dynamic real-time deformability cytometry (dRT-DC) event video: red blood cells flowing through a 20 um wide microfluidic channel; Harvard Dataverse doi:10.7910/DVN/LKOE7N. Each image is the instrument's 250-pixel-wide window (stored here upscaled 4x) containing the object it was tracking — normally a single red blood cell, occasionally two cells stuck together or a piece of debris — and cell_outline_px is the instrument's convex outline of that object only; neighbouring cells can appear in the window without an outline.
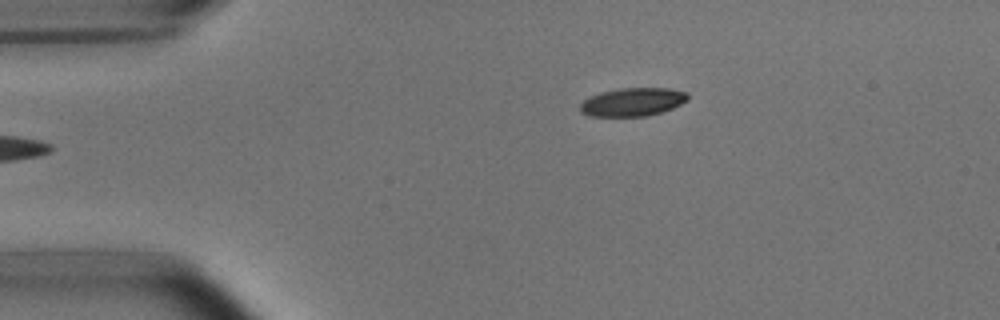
{"species": "common noctule bat (a hibernating species)", "species_latin": "Nyctalus noctula", "temperature_condition": "room temperature", "stored_images_in_passage": 4, "camera_frame_rate_fps": 3000, "um_per_image_px": 0.085, "animal": {"sex": "male", "body_mass_g": 15.6}, "frame": {"image": 1, "passage_image": 4, "time_ms": 1.0, "image_size_px": [1000, 320], "cell_outline_px": [[688, 100], [672, 108], [648, 116], [588, 116], [580, 112], [580, 104], [588, 96], [600, 92], [620, 88], [668, 88], [688, 92]], "centroid_in_image_um": [53.75, 8.66], "position_along_channel_um": 31.3, "area_um2": 17.86}}